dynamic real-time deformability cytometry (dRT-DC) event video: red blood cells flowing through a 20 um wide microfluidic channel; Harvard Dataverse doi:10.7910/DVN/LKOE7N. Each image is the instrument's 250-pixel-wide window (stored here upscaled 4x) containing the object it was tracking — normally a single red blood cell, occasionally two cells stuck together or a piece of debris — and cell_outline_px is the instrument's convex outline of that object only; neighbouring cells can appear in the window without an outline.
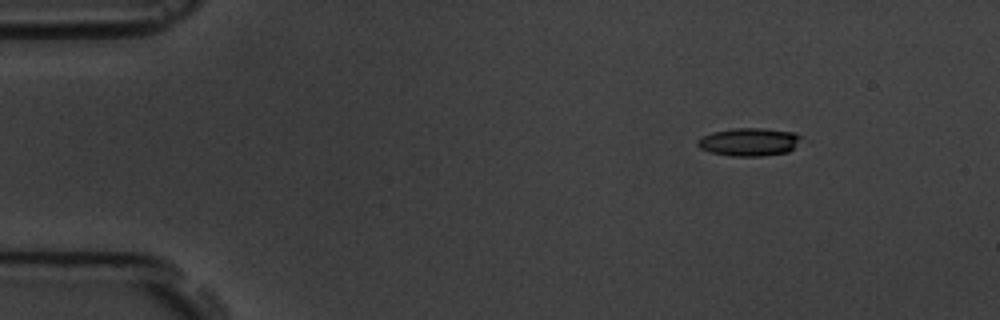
{"species": "common noctule bat (a hibernating species)", "species_latin": "Nyctalus noctula", "temperature_condition": "room temperature", "stored_images_in_passage": 5, "camera_frame_rate_fps": 3000, "um_per_image_px": 0.085, "animal": {"sex": "male", "body_mass_g": 19.5, "forearm_length_mm": 54.6}, "frame": {"image": 1, "passage_image": 1, "time_ms": 0.0, "image_size_px": [1000, 320], "cell_outline_px": [[800, 136], [792, 148], [788, 152], [764, 156], [728, 156], [712, 152], [700, 148], [696, 144], [696, 140], [700, 136], [712, 132], [732, 128], [764, 128], [796, 132]], "centroid_in_image_um": [63.61, 12.05], "position_along_channel_um": 21.4, "area_um2": 16.94}}
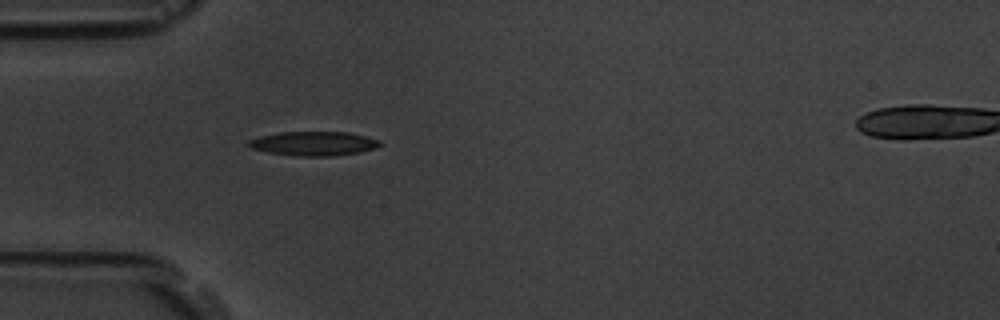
{"frame": {"image": 2, "passage_image": 4, "time_ms": 3.333, "image_size_px": [1000, 320], "cell_outline_px": [[380, 144], [376, 148], [360, 152], [332, 156], [296, 156], [268, 152], [248, 148], [248, 140], [260, 136], [280, 132], [348, 132], [380, 140]], "centroid_in_image_um": [26.63, 12.2], "position_along_channel_um": 58.4, "area_um2": 18.5}}